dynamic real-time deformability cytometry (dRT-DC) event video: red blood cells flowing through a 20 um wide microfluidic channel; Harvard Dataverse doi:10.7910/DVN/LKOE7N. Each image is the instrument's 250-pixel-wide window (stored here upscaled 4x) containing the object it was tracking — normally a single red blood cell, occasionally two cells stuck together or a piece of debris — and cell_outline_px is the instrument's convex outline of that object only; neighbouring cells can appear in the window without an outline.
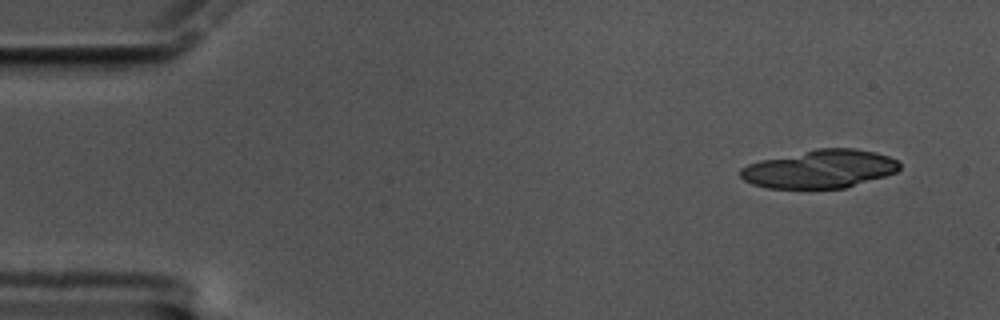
{"species": "common noctule bat (a hibernating species)", "species_latin": "Nyctalus noctula", "temperature_condition": "cold", "stored_images_in_passage": 12, "camera_frame_rate_fps": 3000, "um_per_image_px": 0.085, "animal": {"sex": "male", "body_mass_g": 17.5, "forearm_length_mm": 52.3}, "frame": {"image": 1, "passage_image": 4, "time_ms": 1.0, "image_size_px": [1000, 320], "cell_outline_px": [[900, 168], [896, 172], [884, 176], [844, 188], [768, 188], [752, 184], [744, 180], [740, 176], [740, 168], [748, 164], [760, 160], [816, 148], [856, 148], [876, 152], [888, 156], [896, 160], [900, 164]], "centroid_in_image_um": [69.67, 14.35], "position_along_channel_um": 15.3, "area_um2": 35.43}}